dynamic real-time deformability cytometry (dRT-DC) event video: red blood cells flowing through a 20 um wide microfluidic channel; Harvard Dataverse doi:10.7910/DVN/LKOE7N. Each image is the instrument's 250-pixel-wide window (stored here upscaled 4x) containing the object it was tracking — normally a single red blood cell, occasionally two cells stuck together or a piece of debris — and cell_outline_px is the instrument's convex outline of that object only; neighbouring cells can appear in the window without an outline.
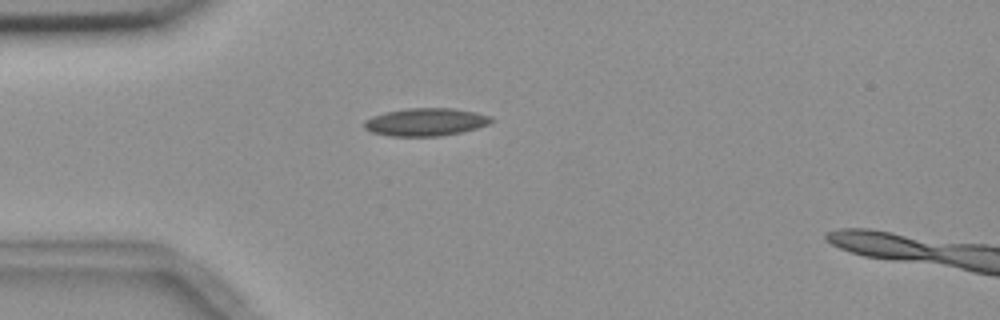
{"species": "common noctule bat (a hibernating species)", "species_latin": "Nyctalus noctula", "temperature_condition": "room temperature", "stored_images_in_passage": 3, "camera_frame_rate_fps": 3000, "um_per_image_px": 0.085, "animal": {"sex": "female", "body_mass_g": 18.4}, "frame": {"image": 1, "passage_image": 2, "time_ms": 1.667, "image_size_px": [1000, 320], "cell_outline_px": [[492, 120], [488, 124], [476, 128], [460, 132], [440, 136], [392, 136], [372, 132], [364, 128], [364, 120], [372, 116], [404, 108], [456, 108], [476, 112], [492, 116]], "centroid_in_image_um": [36.18, 10.36], "position_along_channel_um": 48.8, "area_um2": 20.52}}